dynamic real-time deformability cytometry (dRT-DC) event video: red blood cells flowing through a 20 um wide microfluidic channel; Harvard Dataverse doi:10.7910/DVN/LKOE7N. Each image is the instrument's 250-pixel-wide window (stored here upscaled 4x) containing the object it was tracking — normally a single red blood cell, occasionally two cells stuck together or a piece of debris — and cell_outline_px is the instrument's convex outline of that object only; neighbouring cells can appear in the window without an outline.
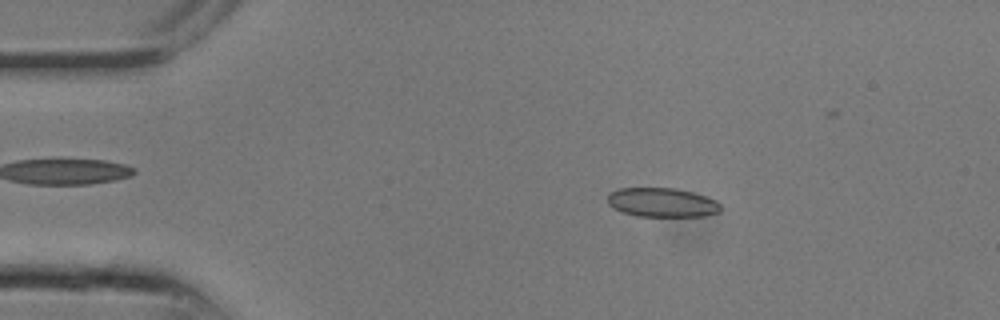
{"species": "common noctule bat (a hibernating species)", "species_latin": "Nyctalus noctula", "temperature_condition": "room temperature", "stored_images_in_passage": 7, "camera_frame_rate_fps": 3000, "um_per_image_px": 0.085, "animal": {"sex": "male", "body_mass_g": 13.3}, "frame": {"image": 1, "passage_image": 4, "time_ms": 1.0, "image_size_px": [1000, 320], "cell_outline_px": [[720, 212], [704, 216], [636, 216], [624, 212], [608, 204], [608, 192], [620, 188], [676, 188], [692, 192], [716, 200], [720, 204]], "centroid_in_image_um": [56.28, 17.2], "position_along_channel_um": 28.7, "area_um2": 19.13}}